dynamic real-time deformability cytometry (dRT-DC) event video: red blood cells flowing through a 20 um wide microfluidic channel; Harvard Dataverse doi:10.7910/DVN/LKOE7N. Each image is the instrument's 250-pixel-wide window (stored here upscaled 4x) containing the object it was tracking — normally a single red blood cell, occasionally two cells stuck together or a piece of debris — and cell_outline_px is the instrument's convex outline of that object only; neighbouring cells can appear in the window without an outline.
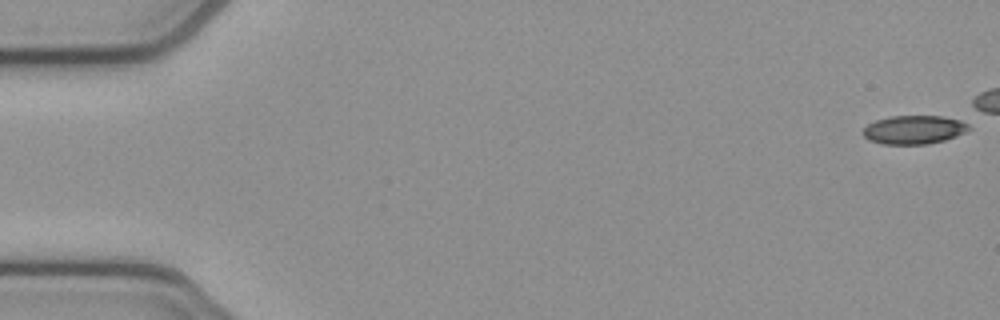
{"species": "common noctule bat (a hibernating species)", "species_latin": "Nyctalus noctula", "temperature_condition": "cold", "stored_images_in_passage": 43, "camera_frame_rate_fps": 3000, "um_per_image_px": 0.085, "animal": {"sex": "female", "body_mass_g": 21.9}, "frame": {"image": 1, "passage_image": 1, "time_ms": 0.0, "image_size_px": [1000, 320], "cell_outline_px": [[972, 128], [956, 136], [944, 140], [928, 144], [880, 144], [868, 140], [860, 132], [868, 124], [876, 120], [892, 116], [940, 116], [960, 120], [968, 124]], "centroid_in_image_um": [77.66, 11.03], "position_along_channel_um": 7.3, "area_um2": 17.69}}
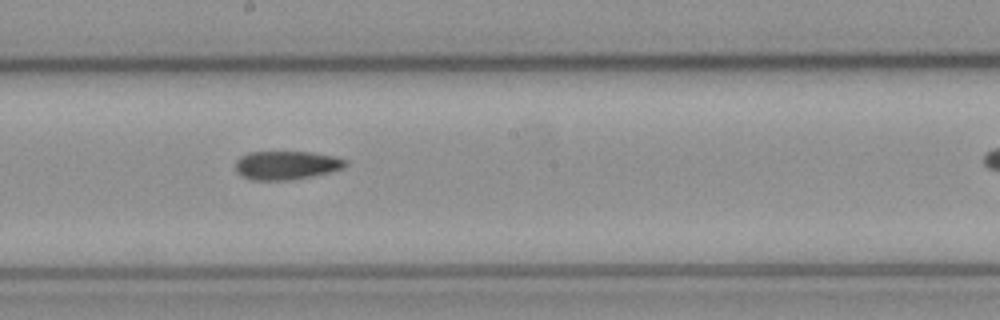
{"frame": {"image": 2, "passage_image": 29, "time_ms": 9.333, "image_size_px": [1000, 320], "cell_outline_px": [[348, 164], [344, 168], [312, 176], [288, 180], [252, 180], [240, 176], [236, 172], [236, 160], [240, 156], [248, 152], [312, 152], [336, 156], [348, 160]], "centroid_in_image_um": [24.35, 14.04], "position_along_channel_um": 223.9, "area_um2": 18.55}}
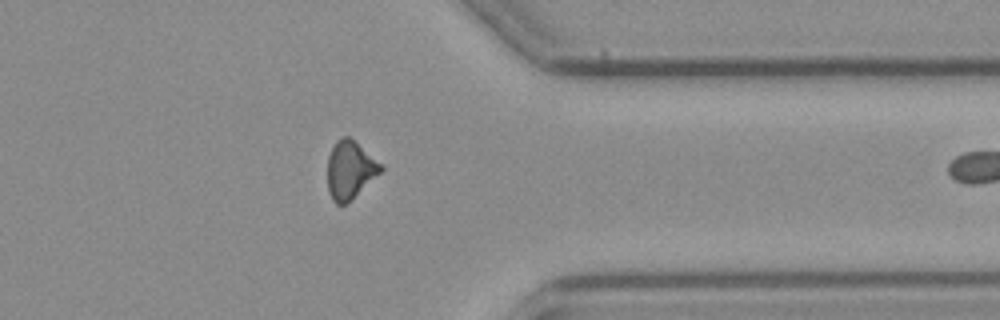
{"frame": {"image": 3, "passage_image": 42, "time_ms": 13.667, "image_size_px": [1000, 320], "cell_outline_px": [[384, 168], [380, 172], [344, 204], [336, 204], [332, 200], [328, 192], [328, 156], [336, 140], [344, 136], [348, 136], [384, 164]], "centroid_in_image_um": [29.74, 14.4], "position_along_channel_um": 381.7, "area_um2": 17.63}}